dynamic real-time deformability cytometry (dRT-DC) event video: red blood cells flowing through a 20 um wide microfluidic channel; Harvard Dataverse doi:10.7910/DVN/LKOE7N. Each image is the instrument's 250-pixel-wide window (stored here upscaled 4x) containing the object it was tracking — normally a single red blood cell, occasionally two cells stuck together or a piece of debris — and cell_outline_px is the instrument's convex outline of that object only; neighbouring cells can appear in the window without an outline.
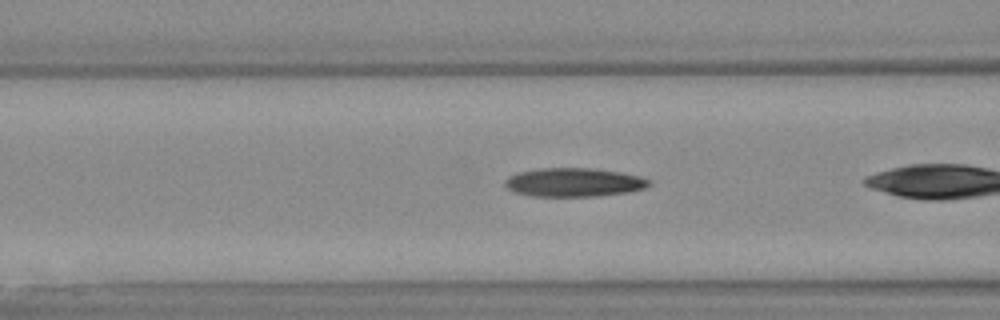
{"species": "Egyptian fruit bat (a non-hibernating species)", "species_latin": "Rousettus aegyptiacus", "temperature_condition": "warm", "stored_images_in_passage": 22, "camera_frame_rate_fps": 3000, "um_per_image_px": 0.085, "animal": {"sex": "female"}, "frame": {"image": 1, "passage_image": 4, "time_ms": 1.0, "image_size_px": [1000, 320], "cell_outline_px": [[652, 184], [644, 188], [628, 192], [596, 196], [528, 196], [512, 192], [504, 188], [504, 180], [508, 176], [520, 172], [540, 168], [592, 168], [620, 172], [640, 176], [652, 180]], "centroid_in_image_um": [48.75, 15.5], "position_along_channel_um": 117.9, "area_um2": 24.39}}
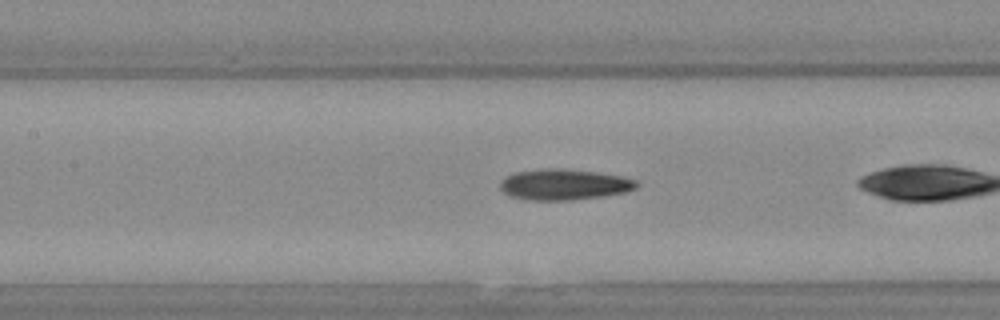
{"frame": {"image": 2, "passage_image": 7, "time_ms": 2.0, "image_size_px": [1000, 320], "cell_outline_px": [[640, 184], [636, 188], [624, 192], [600, 196], [572, 200], [524, 200], [508, 196], [500, 188], [500, 180], [504, 176], [516, 172], [548, 168], [564, 168], [596, 172], [620, 176], [636, 180]], "centroid_in_image_um": [47.89, 15.68], "position_along_channel_um": 159.5, "area_um2": 24.62}}